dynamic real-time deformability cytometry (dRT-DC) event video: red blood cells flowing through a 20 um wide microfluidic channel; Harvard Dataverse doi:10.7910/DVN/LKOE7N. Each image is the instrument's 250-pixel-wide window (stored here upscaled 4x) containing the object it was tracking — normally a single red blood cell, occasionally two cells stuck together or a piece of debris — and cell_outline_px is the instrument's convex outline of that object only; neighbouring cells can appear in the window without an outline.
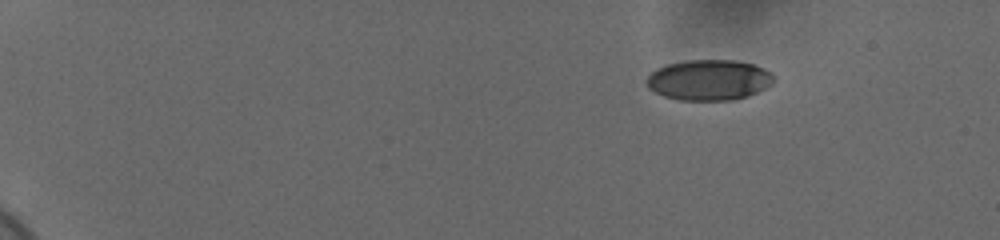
{"species": "human", "species_latin": "Homo sapiens", "temperature_condition": "cold", "stored_images_in_passage": 50, "camera_frame_rate_fps": 3000, "um_per_image_px": 0.085, "donor": {"sex": "female"}, "frame": {"image": 1, "passage_image": 1, "time_ms": 0.0, "image_size_px": [1000, 240], "cell_outline_px": [[776, 80], [772, 84], [748, 96], [732, 100], [680, 100], [664, 96], [648, 88], [644, 80], [656, 68], [668, 64], [688, 60], [736, 60], [752, 64], [764, 68]], "centroid_in_image_um": [60.24, 6.8], "position_along_channel_um": 24.8, "area_um2": 30.06}}
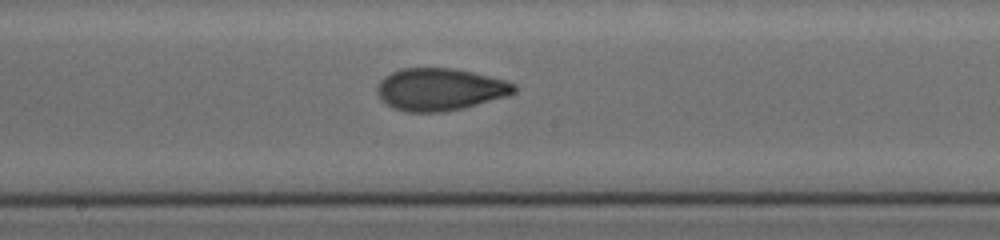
{"frame": {"image": 2, "passage_image": 27, "time_ms": 8.667, "image_size_px": [1000, 240], "cell_outline_px": [[516, 92], [508, 96], [460, 108], [440, 112], [408, 112], [392, 108], [376, 92], [376, 88], [380, 80], [384, 76], [400, 68], [456, 68], [504, 80], [516, 84]], "centroid_in_image_um": [37.38, 7.58], "position_along_channel_um": 210.8, "area_um2": 33.58}}
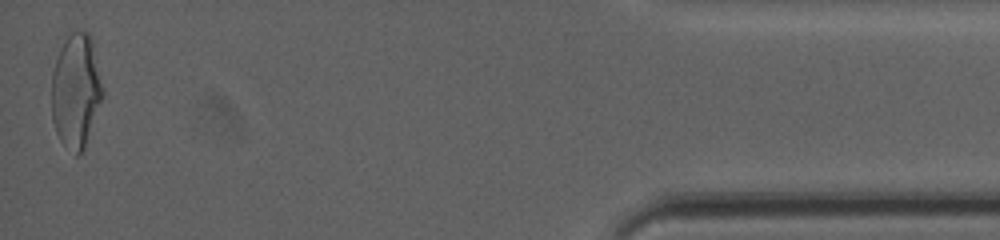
{"frame": {"image": 3, "passage_image": 50, "time_ms": 16.333, "image_size_px": [1000, 240], "cell_outline_px": [[104, 96], [84, 148], [76, 156], [60, 140], [56, 132], [52, 120], [52, 72], [60, 48], [68, 36], [72, 32], [88, 32], [92, 36], [104, 92]], "centroid_in_image_um": [6.47, 7.72], "position_along_channel_um": 428.7, "area_um2": 33.99}, "authors_computed_cell_mechanics": {"area_um2": 32.4258, "velocity_mm_per_s": 3.6931, "shape_relaxation_time_tau1_ms": 7.3706, "shape_relaxation_time_tau2_ms": 1.0437, "deformation_change_tau1": 0.1921, "deformation_change_tau2": 0.0658}}